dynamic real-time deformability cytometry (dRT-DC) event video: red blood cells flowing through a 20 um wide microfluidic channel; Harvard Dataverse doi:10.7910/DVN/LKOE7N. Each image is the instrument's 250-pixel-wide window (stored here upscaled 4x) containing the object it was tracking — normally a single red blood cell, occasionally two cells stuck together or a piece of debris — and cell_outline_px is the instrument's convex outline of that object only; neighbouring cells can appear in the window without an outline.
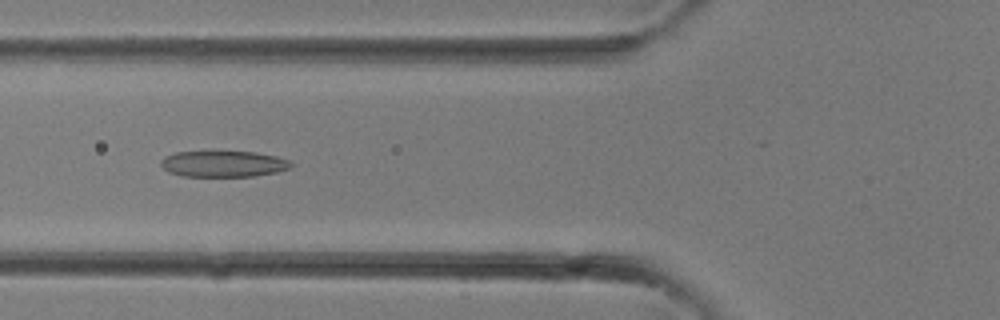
{"species": "common noctule bat (a hibernating species)", "species_latin": "Nyctalus noctula", "temperature_condition": "room temperature", "stored_images_in_passage": 23, "camera_frame_rate_fps": 3000, "um_per_image_px": 0.085, "animal": {"sex": "female"}, "frame": {"image": 1, "passage_image": 3, "time_ms": 0.667, "image_size_px": [1000, 320], "cell_outline_px": [[292, 164], [288, 168], [276, 172], [252, 176], [184, 176], [168, 172], [160, 164], [160, 160], [164, 156], [176, 152], [212, 148], [256, 152], [276, 156], [288, 160]], "centroid_in_image_um": [18.91, 13.86], "position_along_channel_um": 106.9, "area_um2": 20.75}}
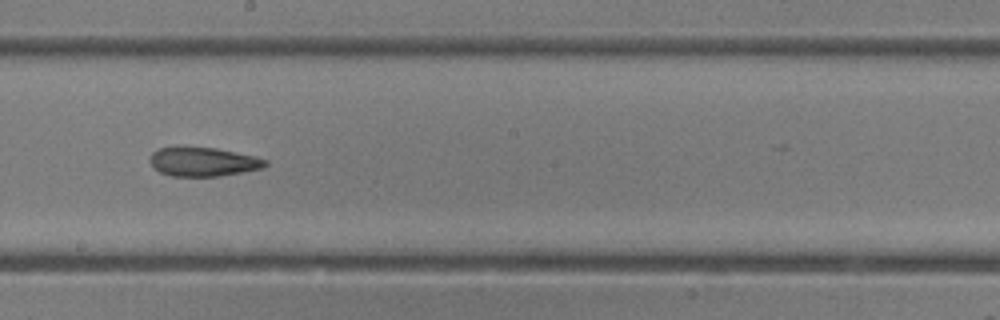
{"frame": {"image": 2, "passage_image": 9, "time_ms": 2.667, "image_size_px": [1000, 320], "cell_outline_px": [[268, 164], [264, 168], [220, 176], [172, 176], [160, 172], [152, 168], [152, 152], [160, 148], [216, 148], [256, 156], [268, 160]], "centroid_in_image_um": [17.34, 13.77], "position_along_channel_um": 230.9, "area_um2": 19.25}}
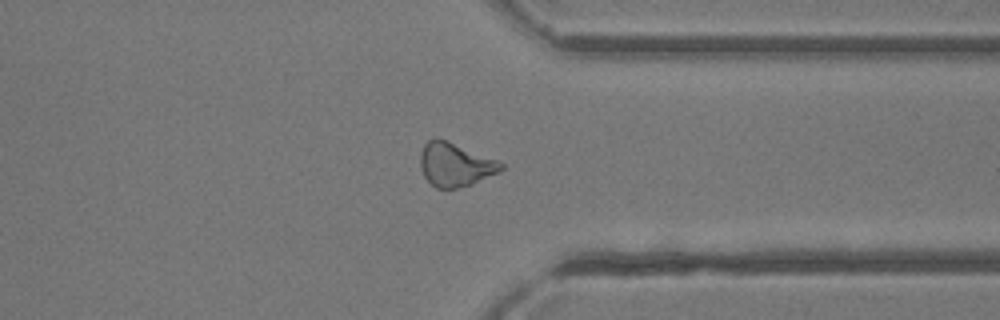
{"frame": {"image": 3, "passage_image": 16, "time_ms": 5.0, "image_size_px": [1000, 320], "cell_outline_px": [[504, 168], [500, 172], [468, 184], [456, 188], [436, 188], [424, 176], [420, 168], [420, 156], [424, 144], [428, 140], [448, 140], [496, 160], [504, 164]], "centroid_in_image_um": [38.68, 13.99], "position_along_channel_um": 372.7, "area_um2": 20.06}}